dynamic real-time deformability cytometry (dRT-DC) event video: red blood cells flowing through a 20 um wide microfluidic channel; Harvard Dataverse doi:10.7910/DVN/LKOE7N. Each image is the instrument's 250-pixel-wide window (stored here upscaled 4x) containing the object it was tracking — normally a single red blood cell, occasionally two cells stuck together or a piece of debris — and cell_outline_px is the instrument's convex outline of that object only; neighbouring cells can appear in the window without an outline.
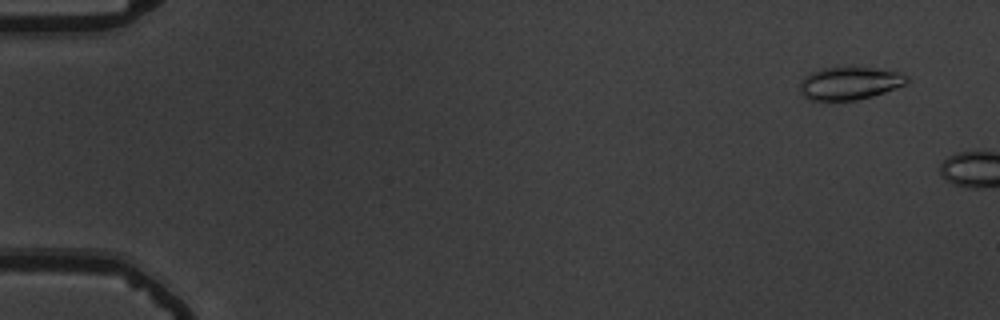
{"species": "common noctule bat (a hibernating species)", "species_latin": "Nyctalus noctula", "temperature_condition": "warm", "stored_images_in_passage": 8, "camera_frame_rate_fps": 3000, "um_per_image_px": 0.085, "animal": {"sex": "male", "body_mass_g": 19.5, "forearm_length_mm": 54.6}, "frame": {"image": 1, "passage_image": 4, "time_ms": 1.0, "image_size_px": [1000, 320], "cell_outline_px": [[908, 84], [872, 96], [856, 100], [812, 100], [804, 96], [800, 92], [800, 80], [804, 76], [820, 68], [852, 64], [896, 72], [908, 76]], "centroid_in_image_um": [72.2, 7.03], "position_along_channel_um": 12.8, "area_um2": 21.04}}